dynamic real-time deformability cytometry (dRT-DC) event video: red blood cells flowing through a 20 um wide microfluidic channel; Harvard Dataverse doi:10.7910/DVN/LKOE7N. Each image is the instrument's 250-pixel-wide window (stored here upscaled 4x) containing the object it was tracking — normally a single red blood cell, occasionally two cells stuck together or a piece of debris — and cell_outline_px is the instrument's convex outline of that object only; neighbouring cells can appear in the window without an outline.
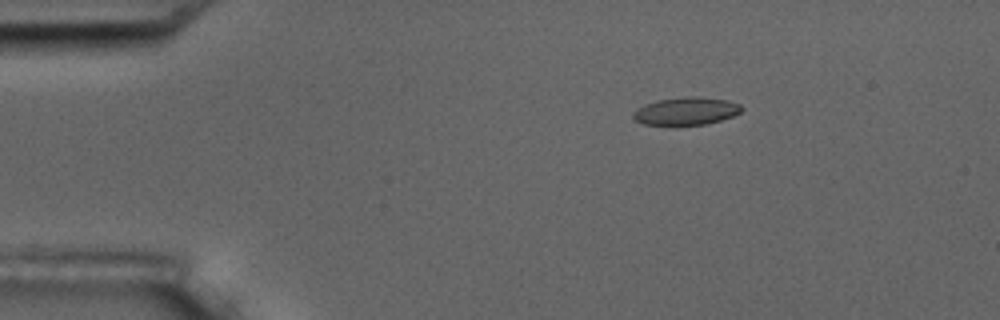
{"species": "common noctule bat (a hibernating species)", "species_latin": "Nyctalus noctula", "temperature_condition": "room temperature", "stored_images_in_passage": 6, "camera_frame_rate_fps": 3000, "um_per_image_px": 0.085, "animal": {"sex": "male", "body_mass_g": 17.5, "forearm_length_mm": 52.3}, "frame": {"image": 1, "passage_image": 3, "time_ms": 2.0, "image_size_px": [1000, 320], "cell_outline_px": [[744, 108], [740, 112], [732, 116], [720, 120], [704, 124], [644, 124], [636, 120], [632, 116], [632, 112], [644, 104], [660, 100], [684, 96], [696, 96], [728, 100], [740, 104]], "centroid_in_image_um": [58.34, 9.42], "position_along_channel_um": 26.7, "area_um2": 17.28}}
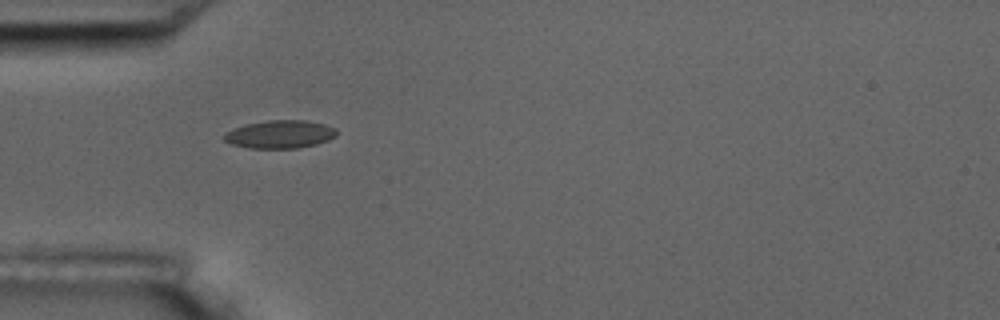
{"frame": {"image": 2, "passage_image": 5, "time_ms": 4.667, "image_size_px": [1000, 320], "cell_outline_px": [[336, 136], [328, 140], [316, 144], [296, 148], [248, 148], [232, 144], [224, 140], [224, 136], [228, 132], [236, 128], [248, 124], [268, 120], [308, 120], [324, 124], [336, 128]], "centroid_in_image_um": [23.84, 11.41], "position_along_channel_um": 61.2, "area_um2": 18.15}}